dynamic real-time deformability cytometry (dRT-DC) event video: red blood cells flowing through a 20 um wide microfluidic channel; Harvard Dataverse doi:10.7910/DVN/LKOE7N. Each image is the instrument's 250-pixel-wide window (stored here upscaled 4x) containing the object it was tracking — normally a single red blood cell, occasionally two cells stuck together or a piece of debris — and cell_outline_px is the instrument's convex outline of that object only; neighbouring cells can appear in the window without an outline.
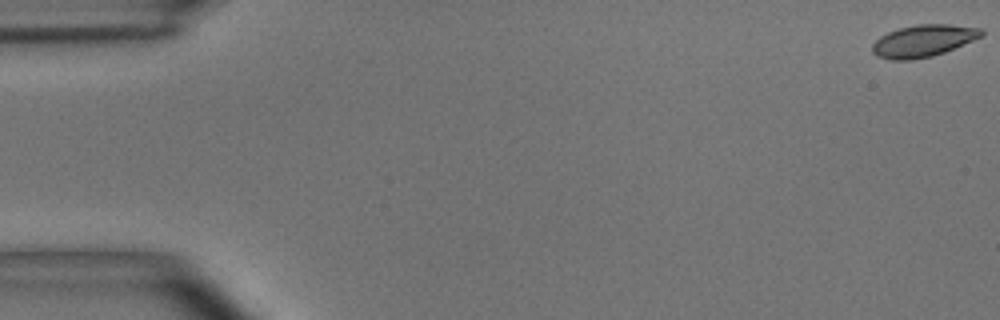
{"species": "common noctule bat (a hibernating species)", "species_latin": "Nyctalus noctula", "temperature_condition": "room temperature", "stored_images_in_passage": 55, "camera_frame_rate_fps": 3000, "um_per_image_px": 0.085, "animal": {"sex": "male", "body_mass_g": 15.6}, "frame": {"image": 1, "passage_image": 1, "time_ms": 0.0, "image_size_px": [1000, 320], "cell_outline_px": [[984, 36], [944, 52], [932, 56], [912, 60], [892, 60], [876, 56], [872, 52], [872, 44], [880, 36], [888, 32], [900, 28], [916, 24], [948, 24], [984, 28]], "centroid_in_image_um": [78.5, 3.47], "position_along_channel_um": 6.5, "area_um2": 20.52}}
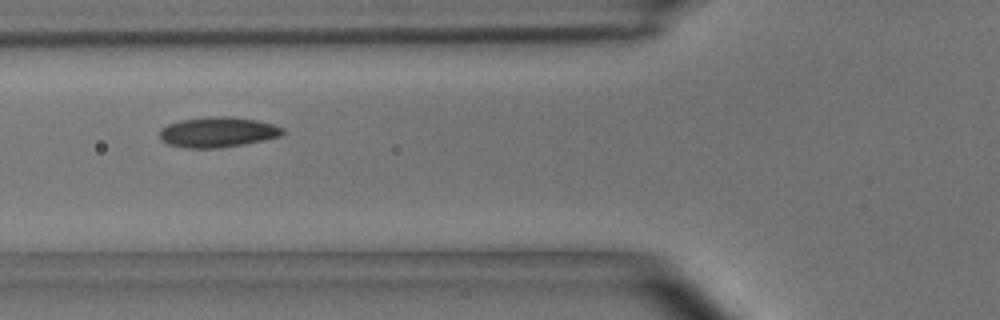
{"frame": {"image": 2, "passage_image": 21, "time_ms": 6.667, "image_size_px": [1000, 320], "cell_outline_px": [[288, 132], [280, 136], [264, 140], [244, 144], [216, 148], [188, 148], [168, 144], [160, 140], [160, 128], [168, 124], [180, 120], [216, 116], [228, 116], [256, 120], [272, 124], [284, 128]], "centroid_in_image_um": [18.52, 11.23], "position_along_channel_um": 107.3, "area_um2": 21.73}}
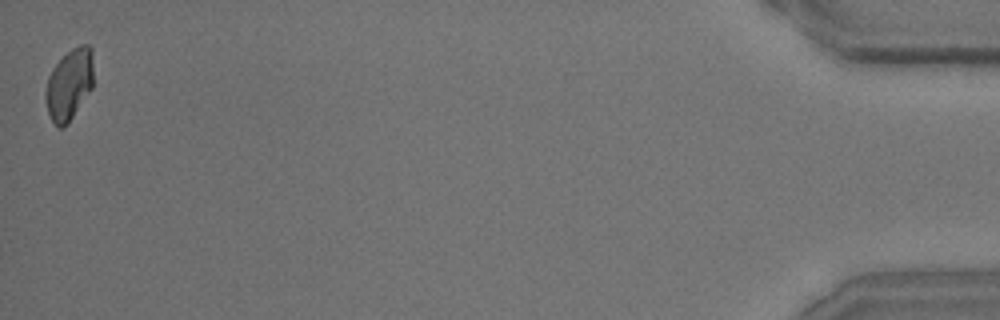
{"frame": {"image": 3, "passage_image": 55, "time_ms": 18.0, "image_size_px": [1000, 320], "cell_outline_px": [[92, 88], [68, 124], [64, 128], [60, 128], [52, 120], [48, 112], [44, 96], [44, 92], [48, 76], [52, 68], [72, 48], [80, 44], [88, 44], [92, 48]], "centroid_in_image_um": [5.87, 7.18], "position_along_channel_um": 429.3, "area_um2": 19.83}, "authors_computed_cell_mechanics": {"area_um2": 20.4612, "velocity_mm_per_s": 3.6396, "shape_relaxation_time_tau1_ms": 3.7473, "shape_relaxation_time_tau2_ms": 2.664, "deformation_change_tau1": 0.1109, "deformation_change_tau2": 0.062}}